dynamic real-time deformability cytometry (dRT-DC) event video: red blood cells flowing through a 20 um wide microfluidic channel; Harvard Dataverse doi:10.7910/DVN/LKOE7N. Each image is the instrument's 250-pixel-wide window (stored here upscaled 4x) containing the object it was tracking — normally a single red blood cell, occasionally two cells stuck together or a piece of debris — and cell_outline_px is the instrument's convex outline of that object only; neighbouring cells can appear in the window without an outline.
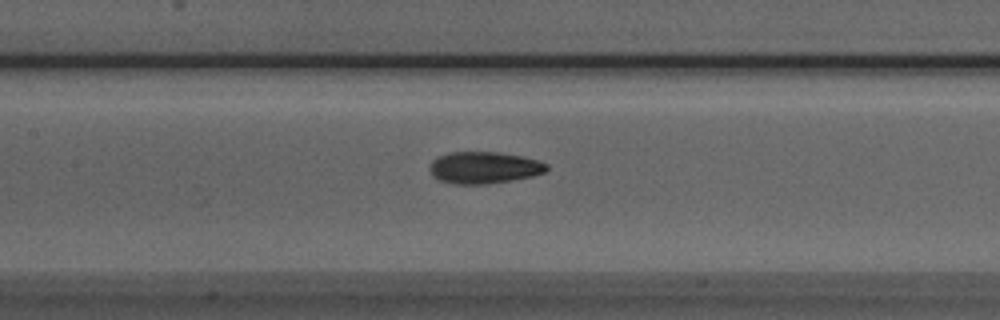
{"species": "Egyptian fruit bat (a non-hibernating species)", "species_latin": "Rousettus aegyptiacus", "temperature_condition": "room temperature", "stored_images_in_passage": 38, "camera_frame_rate_fps": 3000, "um_per_image_px": 0.085, "animal": {"sex": "male"}, "frame": {"image": 1, "passage_image": 10, "time_ms": 3.0, "image_size_px": [1000, 320], "cell_outline_px": [[548, 168], [544, 172], [532, 176], [512, 180], [488, 184], [456, 184], [436, 180], [432, 176], [428, 168], [432, 160], [436, 156], [448, 152], [496, 152], [520, 156], [536, 160], [548, 164]], "centroid_in_image_um": [41.07, 14.25], "position_along_channel_um": 166.3, "area_um2": 21.85}}
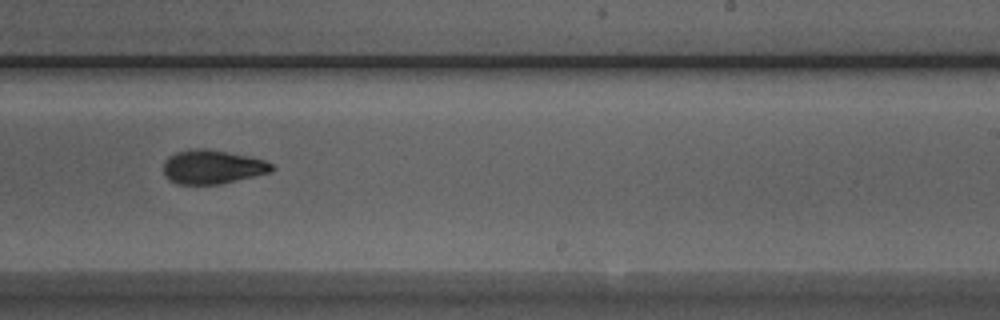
{"frame": {"image": 2, "passage_image": 18, "time_ms": 5.667, "image_size_px": [1000, 320], "cell_outline_px": [[276, 168], [272, 172], [220, 184], [176, 184], [168, 180], [164, 172], [164, 164], [168, 156], [176, 152], [196, 148], [204, 148], [248, 156], [264, 160], [272, 164]], "centroid_in_image_um": [18.06, 14.19], "position_along_channel_um": 270.9, "area_um2": 21.39}}
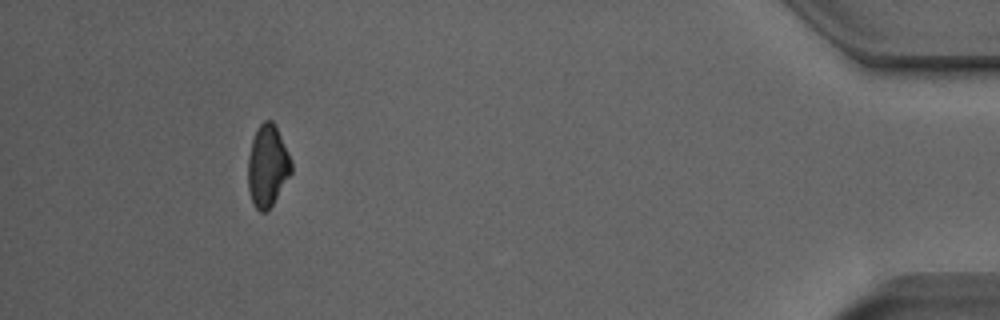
{"frame": {"image": 3, "passage_image": 34, "time_ms": 11.0, "image_size_px": [1000, 320], "cell_outline_px": [[292, 172], [272, 204], [264, 212], [260, 212], [252, 204], [248, 188], [248, 156], [252, 140], [256, 128], [264, 120], [272, 120], [292, 160]], "centroid_in_image_um": [22.72, 14.1], "position_along_channel_um": 412.5, "area_um2": 20.52}, "authors_computed_cell_mechanics": {"area_um2": 21.3282, "velocity_mm_per_s": 3.9424, "shape_relaxation_time_tau1_ms": 3.3077, "shape_relaxation_time_tau2_ms": 2.0242, "deformation_change_tau1": 0.1226, "deformation_change_tau2": 0.0691}}